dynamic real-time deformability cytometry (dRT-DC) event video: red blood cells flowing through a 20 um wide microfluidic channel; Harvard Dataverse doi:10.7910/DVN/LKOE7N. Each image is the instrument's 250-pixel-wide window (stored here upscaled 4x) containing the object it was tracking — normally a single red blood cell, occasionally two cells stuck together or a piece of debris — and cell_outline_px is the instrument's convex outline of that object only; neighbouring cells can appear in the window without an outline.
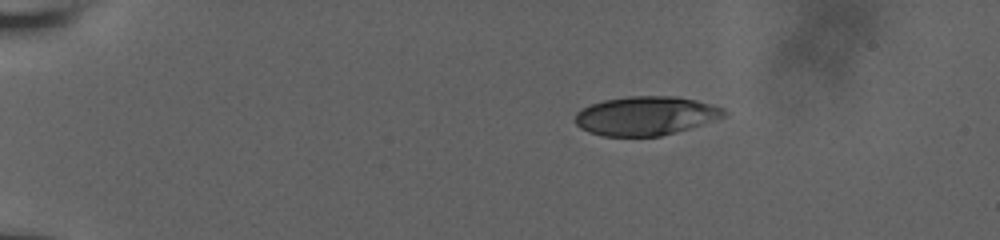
{"species": "human", "species_latin": "Homo sapiens", "temperature_condition": "room temperature", "stored_images_in_passage": 46, "camera_frame_rate_fps": 3000, "um_per_image_px": 0.085, "donor": {"sex": "male"}, "frame": {"image": 1, "passage_image": 1, "time_ms": 0.0, "image_size_px": [1000, 240], "cell_outline_px": [[728, 112], [724, 116], [676, 132], [660, 136], [604, 136], [588, 132], [580, 128], [572, 120], [576, 112], [580, 108], [604, 100], [628, 96], [680, 96], [696, 100], [724, 108]], "centroid_in_image_um": [54.83, 9.83], "position_along_channel_um": 30.2, "area_um2": 33.81}}
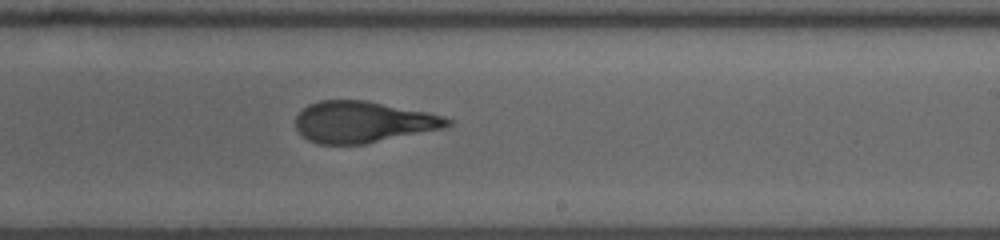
{"frame": {"image": 2, "passage_image": 26, "time_ms": 8.333, "image_size_px": [1000, 240], "cell_outline_px": [[452, 124], [444, 128], [364, 144], [320, 144], [308, 140], [296, 128], [296, 116], [308, 104], [320, 100], [364, 100], [444, 116], [452, 120]], "centroid_in_image_um": [30.83, 10.37], "position_along_channel_um": 258.2, "area_um2": 36.18}}
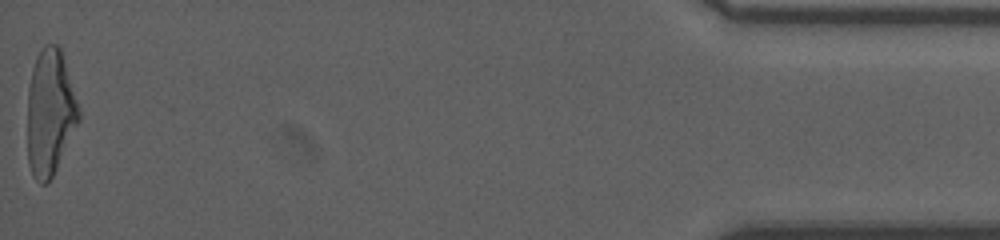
{"frame": {"image": 3, "passage_image": 46, "time_ms": 15.0, "image_size_px": [1000, 240], "cell_outline_px": [[80, 120], [52, 176], [44, 184], [40, 184], [36, 180], [28, 164], [28, 88], [32, 68], [36, 56], [44, 44], [56, 44], [60, 48], [80, 108]], "centroid_in_image_um": [4.25, 9.54], "position_along_channel_um": 430.9, "area_um2": 37.51}, "authors_computed_cell_mechanics": {"area_um2": 36.992, "velocity_mm_per_s": 3.8664, "shape_relaxation_time_tau1_ms": 7.6517, "shape_relaxation_time_tau2_ms": 1.2775, "deformation_change_tau1": 0.2487, "deformation_change_tau2": 0.0971}}